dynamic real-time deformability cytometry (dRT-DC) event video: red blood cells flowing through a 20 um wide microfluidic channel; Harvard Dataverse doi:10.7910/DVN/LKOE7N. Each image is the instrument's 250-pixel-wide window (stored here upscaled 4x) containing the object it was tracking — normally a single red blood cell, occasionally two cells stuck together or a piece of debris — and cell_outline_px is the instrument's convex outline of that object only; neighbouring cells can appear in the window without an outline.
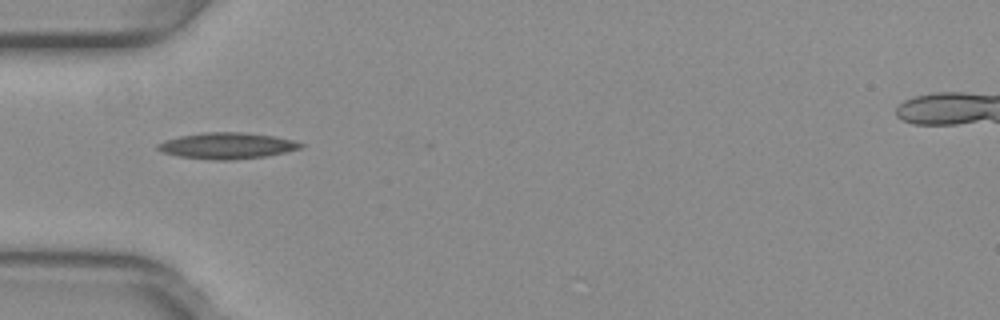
{"species": "common noctule bat (a hibernating species)", "species_latin": "Nyctalus noctula", "temperature_condition": "warm", "stored_images_in_passage": 34, "camera_frame_rate_fps": 3000, "um_per_image_px": 0.085, "animal": {"sex": "female", "body_mass_g": 29.2, "forearm_length_mm": 56.3}, "frame": {"image": 1, "passage_image": 1, "time_ms": 0.0, "image_size_px": [1000, 320], "cell_outline_px": [[304, 144], [300, 148], [284, 152], [264, 156], [232, 160], [216, 160], [180, 156], [164, 152], [156, 148], [156, 144], [164, 140], [180, 136], [204, 132], [244, 132], [272, 136], [292, 140]], "centroid_in_image_um": [19.26, 12.38], "position_along_channel_um": 65.7, "area_um2": 21.5}}
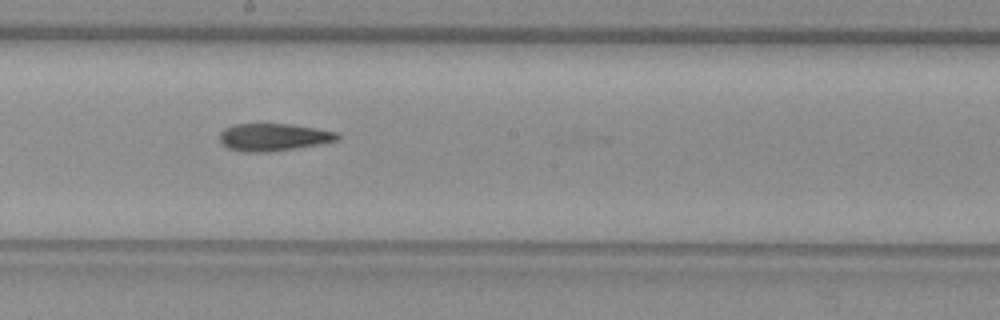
{"frame": {"image": 2, "passage_image": 13, "time_ms": 4.0, "image_size_px": [1000, 320], "cell_outline_px": [[340, 140], [268, 152], [244, 152], [228, 148], [220, 140], [220, 132], [224, 128], [232, 124], [288, 124], [316, 128], [336, 132], [340, 136]], "centroid_in_image_um": [23.22, 11.65], "position_along_channel_um": 225.0, "area_um2": 18.61}}
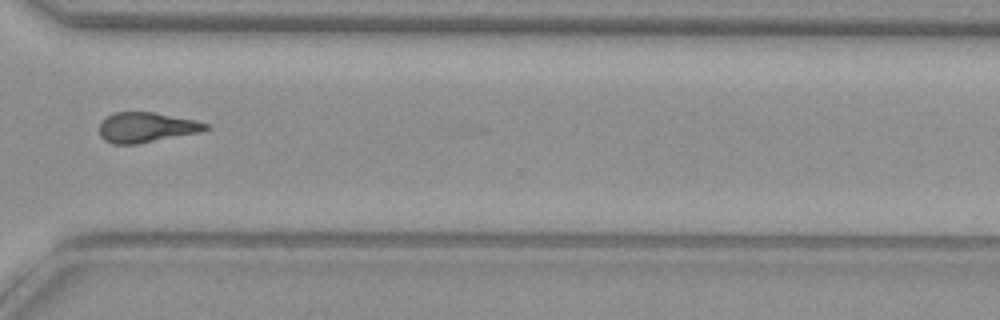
{"frame": {"image": 3, "passage_image": 23, "time_ms": 7.333, "image_size_px": [1000, 320], "cell_outline_px": [[208, 128], [200, 132], [136, 144], [112, 144], [104, 140], [100, 136], [100, 120], [116, 112], [152, 112], [196, 120], [208, 124]], "centroid_in_image_um": [12.41, 10.83], "position_along_channel_um": 358.2, "area_um2": 18.5}, "authors_computed_cell_mechanics": {"area_um2": 18.6116, "velocity_mm_per_s": 3.997, "shape_relaxation_time_tau1_ms": null, "shape_relaxation_time_tau2_ms": 6.1055, "deformation_change_tau1": null, "deformation_change_tau2": 0.1808}}